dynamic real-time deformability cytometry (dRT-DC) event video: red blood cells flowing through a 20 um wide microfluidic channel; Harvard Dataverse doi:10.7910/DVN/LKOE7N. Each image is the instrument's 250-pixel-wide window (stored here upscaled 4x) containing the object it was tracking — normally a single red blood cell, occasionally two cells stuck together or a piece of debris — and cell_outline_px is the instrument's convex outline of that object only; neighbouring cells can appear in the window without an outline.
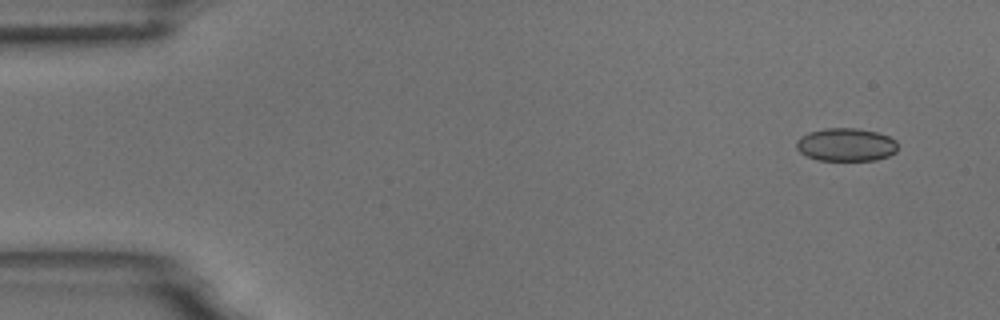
{"species": "common noctule bat (a hibernating species)", "species_latin": "Nyctalus noctula", "temperature_condition": "room temperature", "stored_images_in_passage": 5, "camera_frame_rate_fps": 3000, "um_per_image_px": 0.085, "animal": {"sex": "male", "body_mass_g": 18.8}, "frame": {"image": 1, "passage_image": 1, "time_ms": 0.0, "image_size_px": [1000, 320], "cell_outline_px": [[896, 152], [888, 156], [876, 160], [816, 160], [800, 152], [796, 148], [796, 140], [800, 136], [808, 132], [824, 128], [856, 128], [876, 132], [888, 136], [896, 140]], "centroid_in_image_um": [71.88, 12.29], "position_along_channel_um": 13.1, "area_um2": 19.59}}
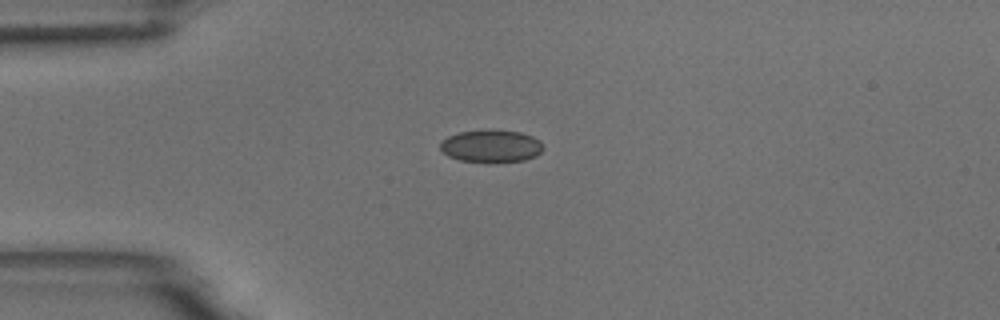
{"frame": {"image": 2, "passage_image": 4, "time_ms": 3.333, "image_size_px": [1000, 320], "cell_outline_px": [[544, 148], [536, 156], [524, 160], [460, 160], [448, 156], [440, 148], [440, 144], [448, 136], [460, 132], [488, 128], [520, 132], [532, 136], [540, 140], [544, 144]], "centroid_in_image_um": [41.78, 12.36], "position_along_channel_um": 43.2, "area_um2": 19.19}}